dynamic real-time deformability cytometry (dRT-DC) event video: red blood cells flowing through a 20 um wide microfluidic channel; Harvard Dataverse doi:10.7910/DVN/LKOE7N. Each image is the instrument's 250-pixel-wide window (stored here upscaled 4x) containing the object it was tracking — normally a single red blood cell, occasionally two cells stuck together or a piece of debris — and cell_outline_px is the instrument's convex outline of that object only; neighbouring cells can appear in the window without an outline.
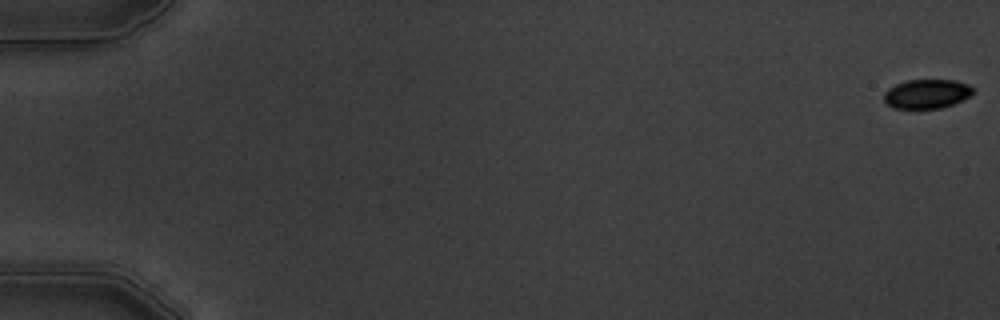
{"species": "common noctule bat (a hibernating species)", "species_latin": "Nyctalus noctula", "temperature_condition": "warm", "stored_images_in_passage": 3, "camera_frame_rate_fps": 3000, "um_per_image_px": 0.085, "animal": {"sex": "male", "body_mass_g": 19.5, "forearm_length_mm": 54.6}, "frame": {"image": 1, "passage_image": 1, "time_ms": 0.0, "image_size_px": [1000, 320], "cell_outline_px": [[976, 92], [952, 104], [940, 108], [892, 108], [884, 100], [884, 92], [888, 88], [896, 84], [908, 80], [956, 80], [968, 84], [976, 88]], "centroid_in_image_um": [78.79, 7.96], "position_along_channel_um": 6.2, "area_um2": 15.14}}